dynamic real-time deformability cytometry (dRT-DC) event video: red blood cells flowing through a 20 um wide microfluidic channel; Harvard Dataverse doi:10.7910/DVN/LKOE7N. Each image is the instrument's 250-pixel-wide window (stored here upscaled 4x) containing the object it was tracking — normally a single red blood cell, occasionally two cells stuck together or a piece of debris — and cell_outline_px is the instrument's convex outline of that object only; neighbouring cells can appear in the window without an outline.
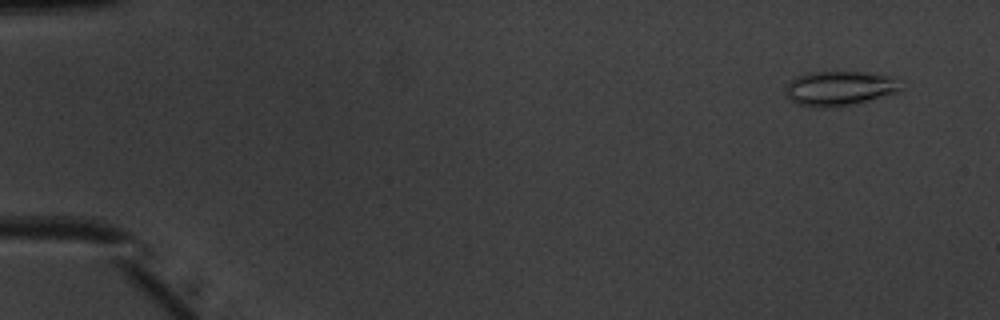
{"species": "common noctule bat (a hibernating species)", "species_latin": "Nyctalus noctula", "temperature_condition": "warm", "stored_images_in_passage": 49, "camera_frame_rate_fps": 3000, "um_per_image_px": 0.085, "animal": {"sex": "male", "body_mass_g": 20.1, "forearm_length_mm": 53.5}, "frame": {"image": 1, "passage_image": 1, "time_ms": 0.0, "image_size_px": [1000, 320], "cell_outline_px": [[900, 88], [896, 92], [868, 100], [848, 104], [816, 108], [796, 104], [784, 92], [788, 84], [796, 76], [808, 72], [864, 72], [892, 76]], "centroid_in_image_um": [71.28, 7.49], "position_along_channel_um": 13.7, "area_um2": 22.66}}
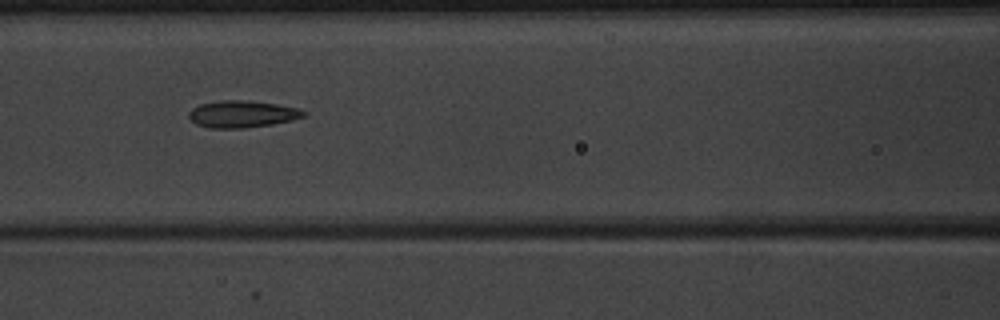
{"frame": {"image": 2, "passage_image": 21, "time_ms": 6.667, "image_size_px": [1000, 320], "cell_outline_px": [[308, 112], [304, 116], [292, 120], [272, 124], [240, 128], [208, 128], [196, 124], [188, 116], [188, 112], [192, 108], [200, 104], [220, 100], [248, 100], [276, 104], [296, 108]], "centroid_in_image_um": [20.56, 9.69], "position_along_channel_um": 146.0, "area_um2": 17.98}}
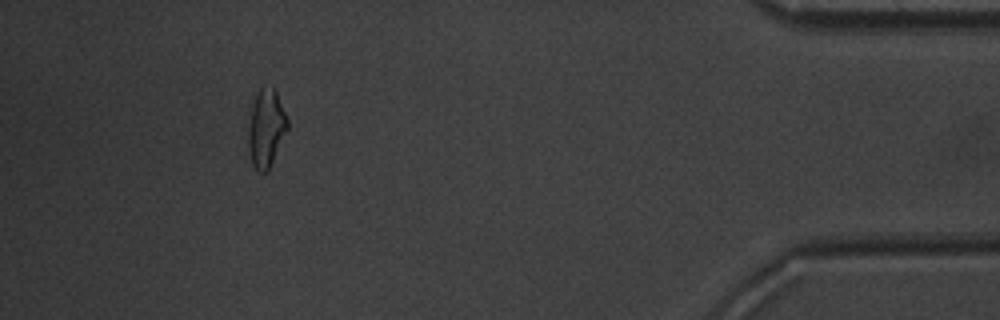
{"frame": {"image": 3, "passage_image": 45, "time_ms": 14.667, "image_size_px": [1000, 320], "cell_outline_px": [[288, 128], [268, 172], [260, 172], [252, 164], [248, 148], [248, 128], [252, 108], [256, 96], [260, 88], [272, 84], [276, 92], [288, 120]], "centroid_in_image_um": [22.62, 10.91], "position_along_channel_um": 412.6, "area_um2": 17.63}, "authors_computed_cell_mechanics": {"area_um2": 17.8602, "velocity_mm_per_s": 3.9862, "shape_relaxation_time_tau1_ms": 6.9768, "shape_relaxation_time_tau2_ms": 2.8504, "deformation_change_tau1": 0.1884, "deformation_change_tau2": 0.1145}}